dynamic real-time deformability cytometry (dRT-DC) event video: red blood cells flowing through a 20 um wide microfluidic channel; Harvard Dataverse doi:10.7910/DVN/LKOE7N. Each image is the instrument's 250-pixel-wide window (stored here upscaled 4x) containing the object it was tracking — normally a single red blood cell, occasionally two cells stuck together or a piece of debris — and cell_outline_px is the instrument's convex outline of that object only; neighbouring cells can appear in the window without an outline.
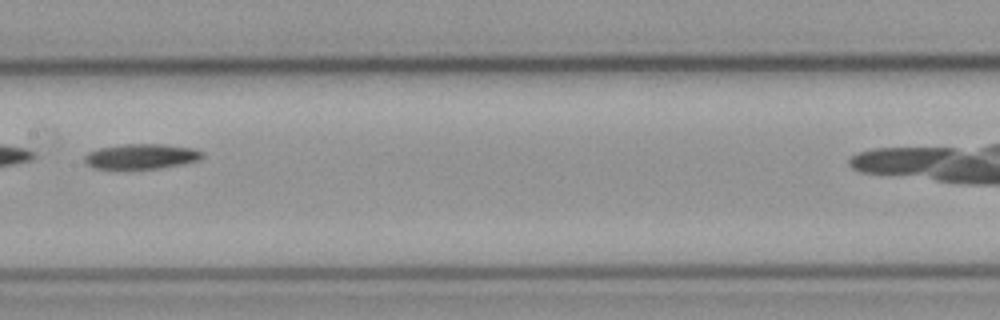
{"species": "common noctule bat (a hibernating species)", "species_latin": "Nyctalus noctula", "temperature_condition": "cold", "stored_images_in_passage": 6, "camera_frame_rate_fps": 3000, "um_per_image_px": 0.085, "animal": {"sex": "male", "body_mass_g": 23.1, "forearm_length_mm": 52.7}, "frame": {"image": 1, "passage_image": 5, "time_ms": 1.333, "image_size_px": [1000, 320], "cell_outline_px": [[204, 156], [200, 160], [160, 168], [92, 168], [84, 164], [84, 156], [88, 152], [100, 148], [124, 144], [160, 144], [196, 148], [204, 152]], "centroid_in_image_um": [12.02, 13.28], "position_along_channel_um": 195.4, "area_um2": 17.22}}